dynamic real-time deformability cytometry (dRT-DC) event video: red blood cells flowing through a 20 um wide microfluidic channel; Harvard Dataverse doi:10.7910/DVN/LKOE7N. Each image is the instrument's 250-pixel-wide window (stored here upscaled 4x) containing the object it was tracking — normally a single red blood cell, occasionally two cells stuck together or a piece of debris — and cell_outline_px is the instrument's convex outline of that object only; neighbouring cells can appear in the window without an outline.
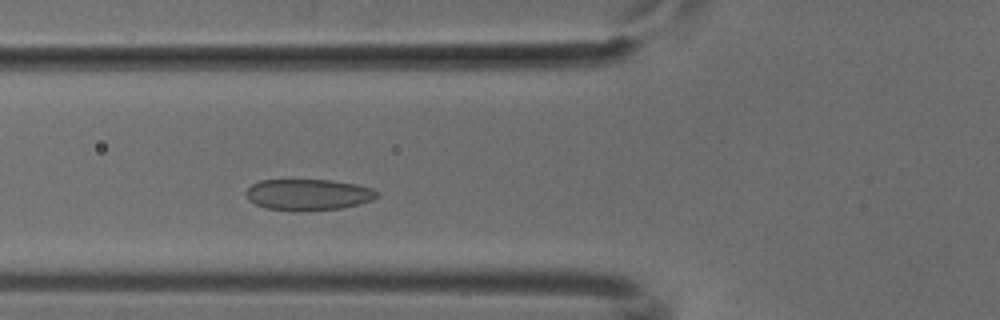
{"species": "common noctule bat (a hibernating species)", "species_latin": "Nyctalus noctula", "temperature_condition": "cold", "stored_images_in_passage": 45, "camera_frame_rate_fps": 3000, "um_per_image_px": 0.085, "animal": {"sex": "male", "body_mass_g": 18.8}, "frame": {"image": 1, "passage_image": 12, "time_ms": 3.667, "image_size_px": [1000, 320], "cell_outline_px": [[380, 192], [372, 200], [340, 208], [300, 212], [292, 212], [268, 208], [256, 204], [248, 200], [248, 188], [252, 184], [260, 180], [332, 180], [356, 184], [372, 188]], "centroid_in_image_um": [26.2, 16.55], "position_along_channel_um": 99.6, "area_um2": 23.81}}
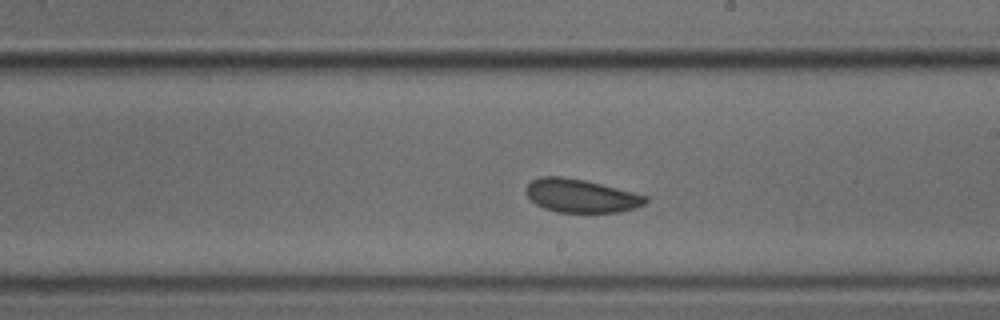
{"frame": {"image": 2, "passage_image": 23, "time_ms": 7.333, "image_size_px": [1000, 320], "cell_outline_px": [[648, 200], [644, 204], [636, 208], [620, 212], [556, 212], [544, 208], [536, 204], [524, 192], [524, 188], [532, 180], [540, 176], [564, 176], [584, 180], [648, 196]], "centroid_in_image_um": [49.35, 16.64], "position_along_channel_um": 239.6, "area_um2": 23.24}}
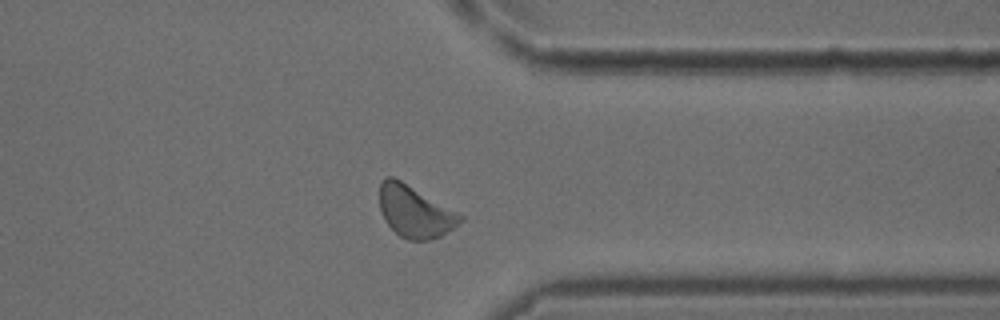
{"frame": {"image": 3, "passage_image": 34, "time_ms": 11.0, "image_size_px": [1000, 320], "cell_outline_px": [[464, 220], [440, 236], [428, 240], [408, 240], [400, 236], [384, 220], [380, 208], [380, 184], [388, 176], [392, 176], [400, 180], [464, 216]], "centroid_in_image_um": [35.25, 18.0], "position_along_channel_um": 376.1, "area_um2": 23.81}}